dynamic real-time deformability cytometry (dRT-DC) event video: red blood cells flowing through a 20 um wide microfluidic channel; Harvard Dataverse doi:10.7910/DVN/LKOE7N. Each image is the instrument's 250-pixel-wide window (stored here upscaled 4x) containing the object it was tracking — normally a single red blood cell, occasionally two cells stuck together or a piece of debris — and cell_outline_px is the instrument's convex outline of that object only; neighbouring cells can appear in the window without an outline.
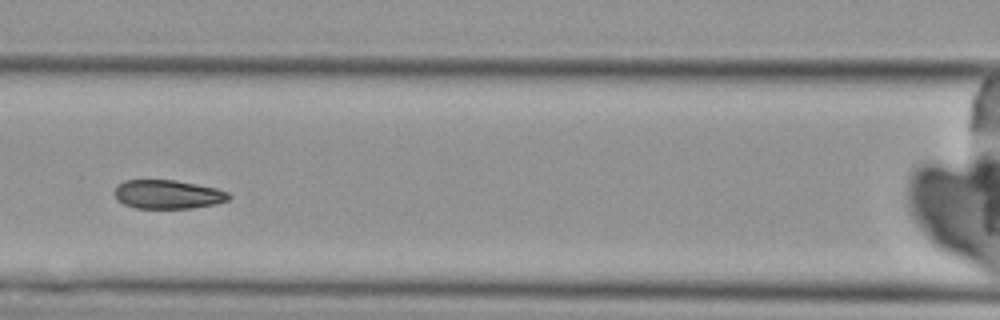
{"species": "Egyptian fruit bat (a non-hibernating species)", "species_latin": "Rousettus aegyptiacus", "temperature_condition": "cold", "stored_images_in_passage": 6, "camera_frame_rate_fps": 3000, "um_per_image_px": 0.085, "animal": {"sex": "female"}, "frame": {"image": 1, "passage_image": 4, "time_ms": 3.333, "image_size_px": [1000, 320], "cell_outline_px": [[232, 196], [228, 200], [216, 204], [192, 208], [136, 208], [124, 204], [116, 200], [116, 188], [124, 180], [172, 180], [196, 184], [216, 188], [228, 192]], "centroid_in_image_um": [14.29, 16.53], "position_along_channel_um": 152.3, "area_um2": 19.07}}
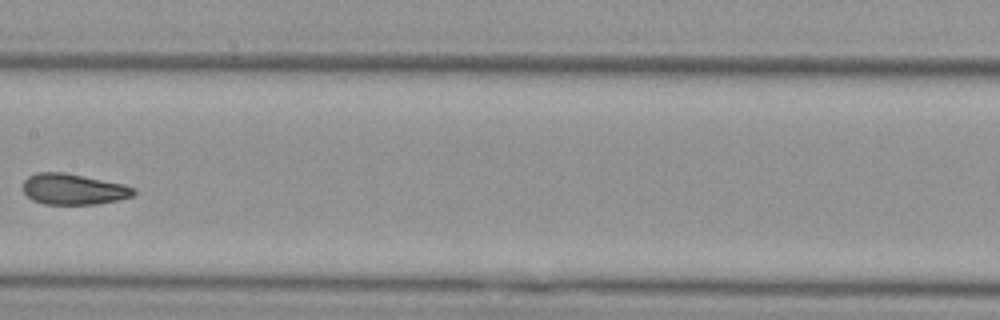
{"frame": {"image": 2, "passage_image": 5, "time_ms": 4.667, "image_size_px": [1000, 320], "cell_outline_px": [[136, 192], [132, 196], [120, 200], [96, 204], [44, 204], [32, 200], [24, 192], [24, 180], [28, 176], [36, 172], [64, 172], [124, 184], [136, 188]], "centroid_in_image_um": [6.26, 16.08], "position_along_channel_um": 201.1, "area_um2": 20.0}}
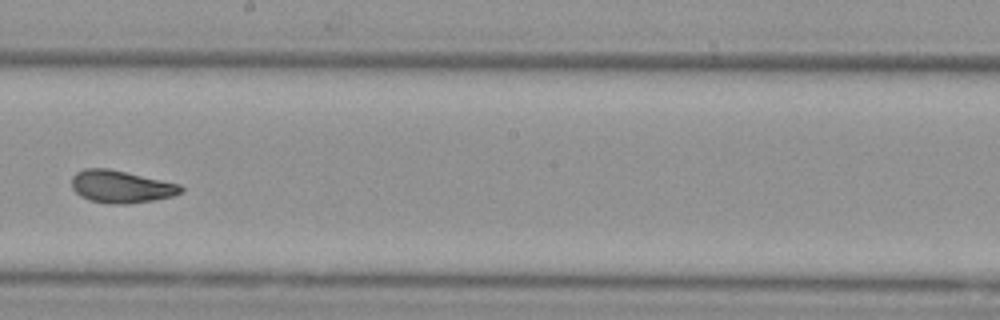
{"frame": {"image": 3, "passage_image": 6, "time_ms": 5.667, "image_size_px": [1000, 320], "cell_outline_px": [[184, 192], [172, 196], [152, 200], [128, 204], [112, 204], [88, 200], [80, 196], [72, 188], [72, 176], [76, 172], [84, 168], [108, 168], [180, 184], [184, 188]], "centroid_in_image_um": [10.28, 15.86], "position_along_channel_um": 237.9, "area_um2": 20.69}}